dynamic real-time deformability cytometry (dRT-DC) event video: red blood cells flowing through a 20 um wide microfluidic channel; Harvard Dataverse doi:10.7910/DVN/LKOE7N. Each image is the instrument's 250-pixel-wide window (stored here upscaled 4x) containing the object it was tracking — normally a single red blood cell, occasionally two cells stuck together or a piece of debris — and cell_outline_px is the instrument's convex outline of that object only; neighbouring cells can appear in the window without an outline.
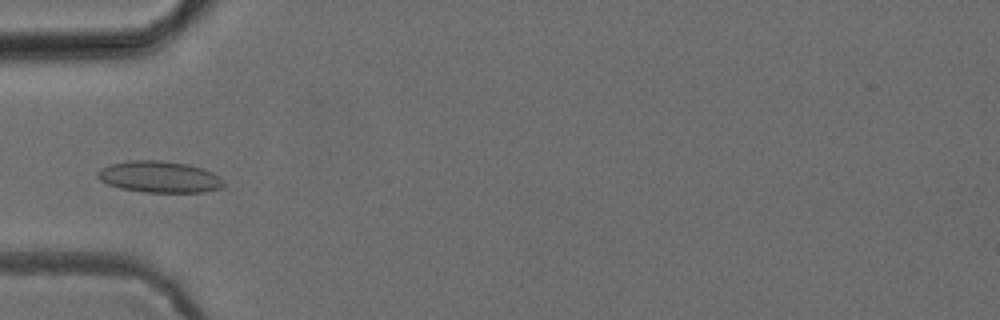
{"species": "common noctule bat (a hibernating species)", "species_latin": "Nyctalus noctula", "temperature_condition": "cold", "stored_images_in_passage": 4, "camera_frame_rate_fps": 3000, "um_per_image_px": 0.085, "animal": {"sex": "female", "body_mass_g": 24.6, "forearm_length_mm": 56.2}, "frame": {"image": 1, "passage_image": 4, "time_ms": 3.333, "image_size_px": [1000, 320], "cell_outline_px": [[224, 184], [220, 188], [204, 192], [144, 192], [120, 188], [108, 184], [100, 180], [96, 176], [96, 172], [100, 168], [108, 164], [128, 160], [160, 160], [188, 164], [212, 172], [220, 176], [224, 180]], "centroid_in_image_um": [13.51, 15.02], "position_along_channel_um": 71.5, "area_um2": 23.29}}